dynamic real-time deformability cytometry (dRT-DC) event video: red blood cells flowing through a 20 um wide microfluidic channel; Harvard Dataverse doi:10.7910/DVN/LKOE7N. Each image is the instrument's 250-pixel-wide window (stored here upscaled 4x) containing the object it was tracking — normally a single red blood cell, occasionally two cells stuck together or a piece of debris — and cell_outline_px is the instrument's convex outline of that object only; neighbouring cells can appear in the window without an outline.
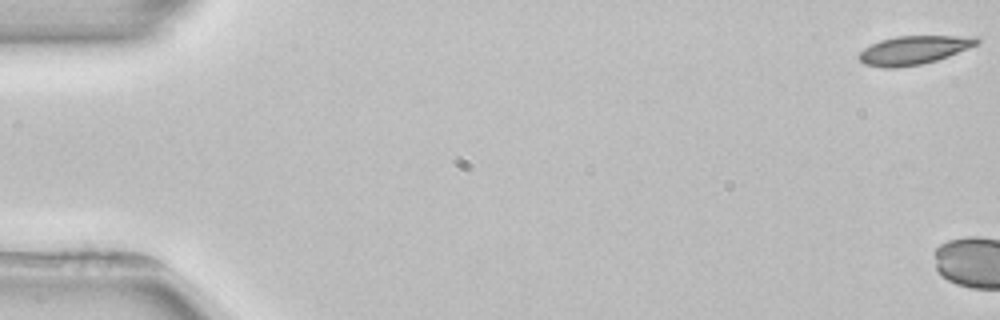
{"species": "common noctule bat (a hibernating species)", "species_latin": "Nyctalus noctula", "temperature_condition": "room temperature", "stored_images_in_passage": 5, "camera_frame_rate_fps": 3000, "um_per_image_px": 0.085, "animal": {"sex": "female", "body_mass_g": 22.7, "forearm_length_mm": 54.2}, "frame": {"image": 1, "passage_image": 1, "time_ms": 0.0, "image_size_px": [1000, 320], "cell_outline_px": [[980, 40], [976, 44], [968, 48], [948, 56], [936, 60], [920, 64], [896, 68], [884, 68], [864, 64], [856, 56], [864, 48], [880, 40], [896, 36], [976, 36]], "centroid_in_image_um": [77.63, 4.26], "position_along_channel_um": 7.4, "area_um2": 19.54}}